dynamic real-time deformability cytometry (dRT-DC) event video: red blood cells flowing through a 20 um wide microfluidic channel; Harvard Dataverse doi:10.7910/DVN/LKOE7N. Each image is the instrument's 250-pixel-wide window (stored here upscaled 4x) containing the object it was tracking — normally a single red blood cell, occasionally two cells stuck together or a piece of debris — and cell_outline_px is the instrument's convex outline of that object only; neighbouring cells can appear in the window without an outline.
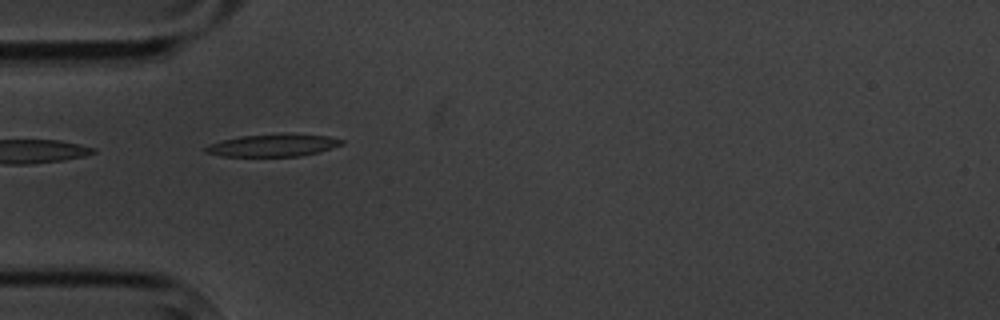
{"species": "common noctule bat (a hibernating species)", "species_latin": "Nyctalus noctula", "temperature_condition": "cold", "stored_images_in_passage": 10, "camera_frame_rate_fps": 3000, "um_per_image_px": 0.085, "animal": {"sex": "male", "body_mass_g": 20.1, "forearm_length_mm": 53.5}, "frame": {"image": 1, "passage_image": 6, "time_ms": 5.667, "image_size_px": [1000, 320], "cell_outline_px": [[344, 144], [320, 152], [300, 156], [220, 156], [204, 152], [204, 148], [208, 144], [220, 140], [240, 136], [280, 132], [328, 136], [344, 140]], "centroid_in_image_um": [23.2, 12.33], "position_along_channel_um": 61.8, "area_um2": 18.26}}
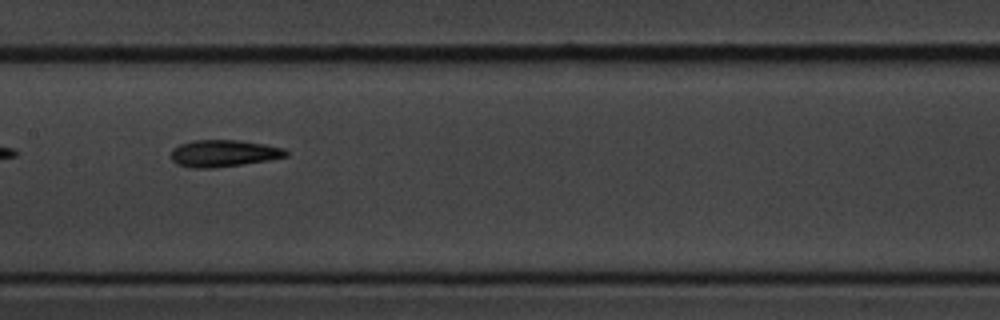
{"frame": {"image": 2, "passage_image": 9, "time_ms": 9.333, "image_size_px": [1000, 320], "cell_outline_px": [[288, 156], [268, 160], [216, 168], [192, 168], [176, 164], [172, 160], [172, 148], [180, 144], [196, 140], [236, 140], [264, 144], [284, 148], [288, 152]], "centroid_in_image_um": [19.0, 13.04], "position_along_channel_um": 188.4, "area_um2": 17.98}}
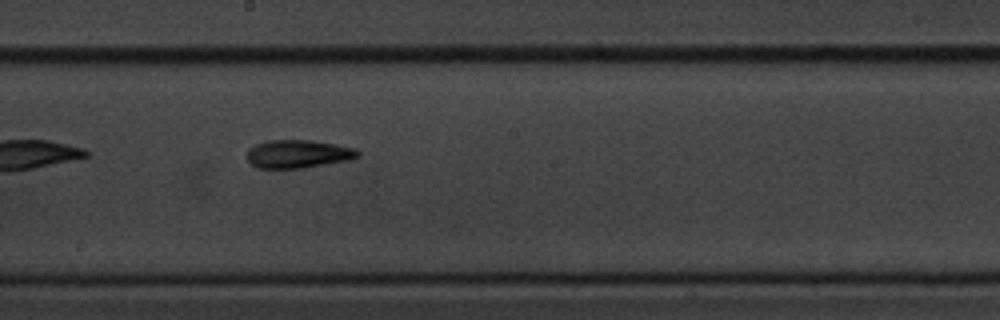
{"frame": {"image": 3, "passage_image": 10, "time_ms": 10.333, "image_size_px": [1000, 320], "cell_outline_px": [[360, 156], [348, 160], [300, 168], [256, 168], [248, 160], [248, 148], [256, 144], [268, 140], [312, 140], [336, 144], [356, 148], [360, 152]], "centroid_in_image_um": [25.34, 13.07], "position_along_channel_um": 222.9, "area_um2": 18.15}}